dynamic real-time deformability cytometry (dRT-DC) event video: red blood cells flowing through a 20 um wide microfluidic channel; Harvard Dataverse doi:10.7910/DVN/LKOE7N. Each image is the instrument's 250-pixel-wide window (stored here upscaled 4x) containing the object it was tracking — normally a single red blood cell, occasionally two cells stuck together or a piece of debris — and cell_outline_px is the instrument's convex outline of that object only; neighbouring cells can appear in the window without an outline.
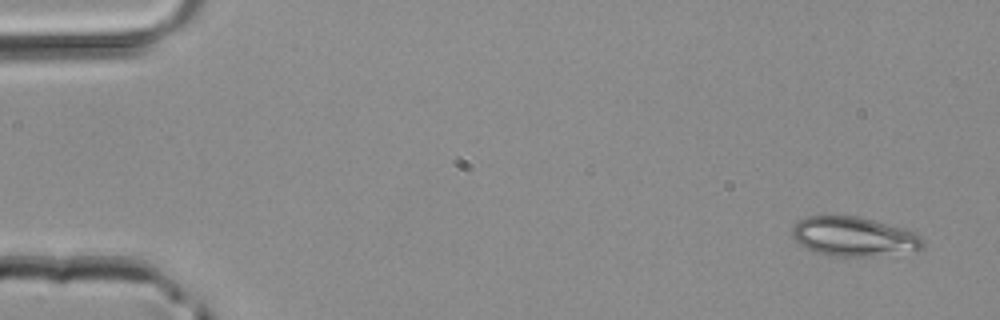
{"species": "common noctule bat (a hibernating species)", "species_latin": "Nyctalus noctula", "temperature_condition": "room temperature", "stored_images_in_passage": 44, "camera_frame_rate_fps": 3000, "um_per_image_px": 0.085, "animal": {"sex": "male", "body_mass_g": 20.4}, "frame": {"image": 1, "passage_image": 1, "time_ms": 0.0, "image_size_px": [1000, 320], "cell_outline_px": [[924, 252], [864, 256], [832, 256], [816, 252], [800, 244], [792, 236], [792, 228], [800, 220], [808, 216], [856, 216], [872, 220], [916, 232], [924, 240]], "centroid_in_image_um": [72.67, 20.13], "position_along_channel_um": 12.3, "area_um2": 30.06}}
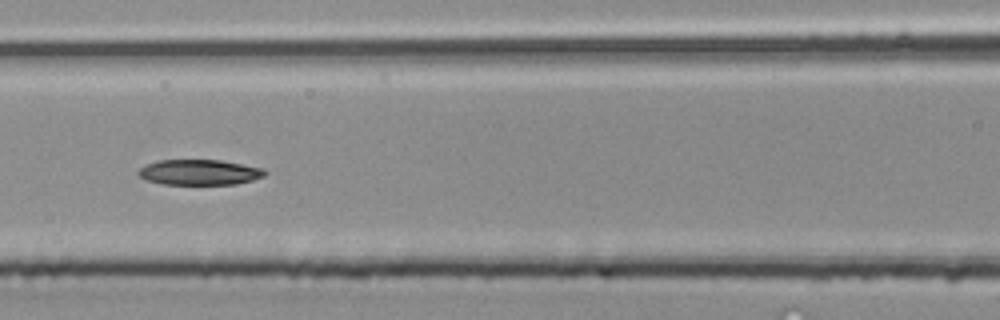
{"frame": {"image": 2, "passage_image": 19, "time_ms": 6.0, "image_size_px": [1000, 320], "cell_outline_px": [[268, 172], [264, 176], [252, 180], [236, 184], [164, 184], [144, 180], [136, 172], [144, 164], [160, 160], [220, 160], [264, 168]], "centroid_in_image_um": [16.93, 14.64], "position_along_channel_um": 149.7, "area_um2": 18.84}}
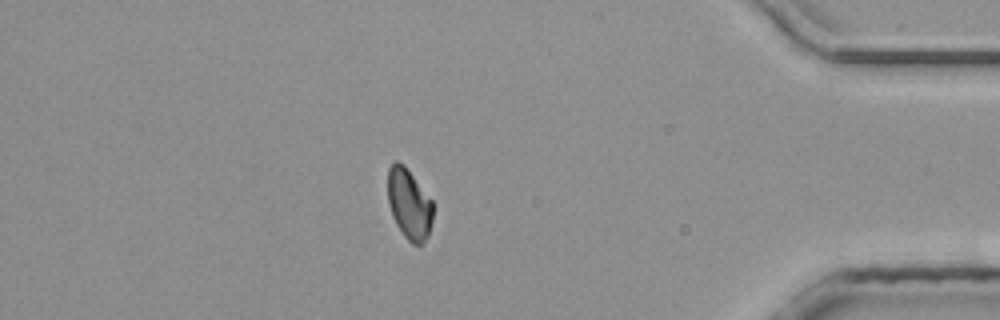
{"frame": {"image": 3, "passage_image": 38, "time_ms": 12.333, "image_size_px": [1000, 320], "cell_outline_px": [[432, 220], [428, 236], [424, 244], [420, 248], [412, 244], [404, 236], [396, 224], [392, 216], [388, 204], [388, 168], [396, 160], [404, 164], [432, 200]], "centroid_in_image_um": [34.77, 17.38], "position_along_channel_um": 400.4, "area_um2": 18.79}}